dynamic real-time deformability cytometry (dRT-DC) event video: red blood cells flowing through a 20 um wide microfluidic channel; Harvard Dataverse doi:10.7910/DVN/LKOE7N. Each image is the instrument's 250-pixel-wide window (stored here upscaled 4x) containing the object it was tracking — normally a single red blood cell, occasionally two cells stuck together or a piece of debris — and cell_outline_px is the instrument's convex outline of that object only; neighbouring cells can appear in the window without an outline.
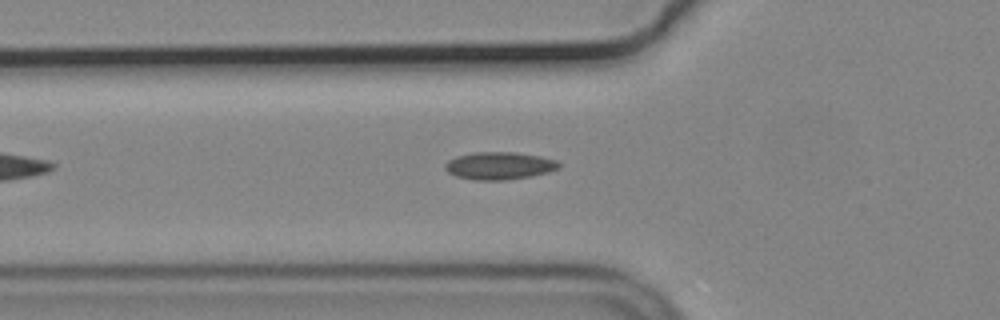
{"species": "common noctule bat (a hibernating species)", "species_latin": "Nyctalus noctula", "temperature_condition": "cold", "stored_images_in_passage": 41, "camera_frame_rate_fps": 3000, "um_per_image_px": 0.085, "animal": {"sex": "male", "body_mass_g": 19.2, "forearm_length_mm": 51.8}, "frame": {"image": 1, "passage_image": 8, "time_ms": 2.333, "image_size_px": [1000, 320], "cell_outline_px": [[560, 168], [548, 172], [532, 176], [508, 180], [476, 180], [456, 176], [448, 172], [444, 168], [444, 164], [448, 160], [456, 156], [476, 152], [516, 152], [540, 156], [556, 160], [560, 164]], "centroid_in_image_um": [42.44, 14.09], "position_along_channel_um": 83.4, "area_um2": 18.38}}
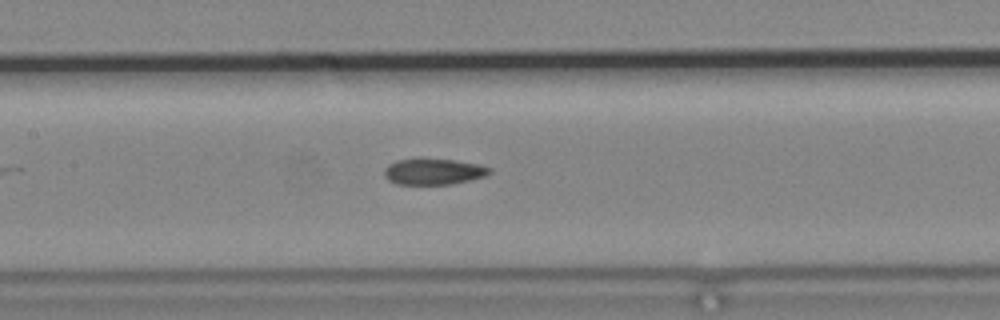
{"frame": {"image": 2, "passage_image": 15, "time_ms": 4.667, "image_size_px": [1000, 320], "cell_outline_px": [[492, 172], [484, 176], [452, 184], [396, 184], [388, 180], [384, 176], [384, 168], [388, 164], [396, 160], [420, 156], [452, 160], [480, 164], [492, 168]], "centroid_in_image_um": [36.8, 14.55], "position_along_channel_um": 170.6, "area_um2": 16.53}}
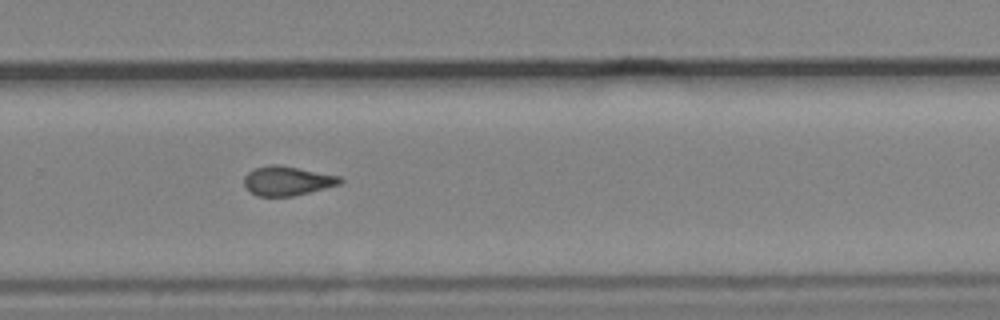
{"frame": {"image": 3, "passage_image": 26, "time_ms": 8.333, "image_size_px": [1000, 320], "cell_outline_px": [[344, 180], [340, 184], [292, 196], [256, 196], [244, 184], [244, 176], [248, 172], [256, 168], [268, 164], [280, 164], [340, 176]], "centroid_in_image_um": [24.41, 15.35], "position_along_channel_um": 305.4, "area_um2": 16.3}}